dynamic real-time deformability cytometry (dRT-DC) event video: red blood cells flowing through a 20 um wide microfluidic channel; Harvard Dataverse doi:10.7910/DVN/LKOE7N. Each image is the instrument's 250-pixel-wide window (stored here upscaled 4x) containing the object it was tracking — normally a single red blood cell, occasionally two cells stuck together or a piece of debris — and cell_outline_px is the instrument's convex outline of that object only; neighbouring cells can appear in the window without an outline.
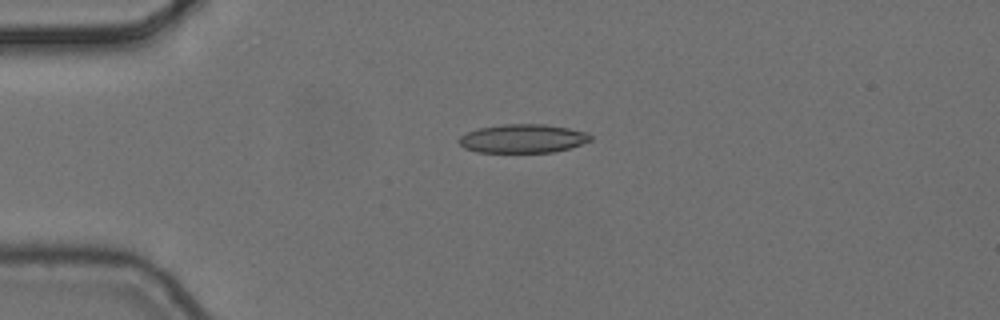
{"species": "common noctule bat (a hibernating species)", "species_latin": "Nyctalus noctula", "temperature_condition": "cold", "stored_images_in_passage": 2, "camera_frame_rate_fps": 3000, "um_per_image_px": 0.085, "animal": {"sex": "female", "body_mass_g": 24.6, "forearm_length_mm": 56.2}, "frame": {"image": 1, "passage_image": 2, "time_ms": 0.333, "image_size_px": [1000, 320], "cell_outline_px": [[592, 140], [568, 148], [552, 152], [476, 152], [464, 148], [456, 140], [460, 136], [468, 132], [480, 128], [504, 124], [544, 124], [568, 128], [588, 132], [592, 136]], "centroid_in_image_um": [44.43, 11.77], "position_along_channel_um": 40.6, "area_um2": 21.91}}